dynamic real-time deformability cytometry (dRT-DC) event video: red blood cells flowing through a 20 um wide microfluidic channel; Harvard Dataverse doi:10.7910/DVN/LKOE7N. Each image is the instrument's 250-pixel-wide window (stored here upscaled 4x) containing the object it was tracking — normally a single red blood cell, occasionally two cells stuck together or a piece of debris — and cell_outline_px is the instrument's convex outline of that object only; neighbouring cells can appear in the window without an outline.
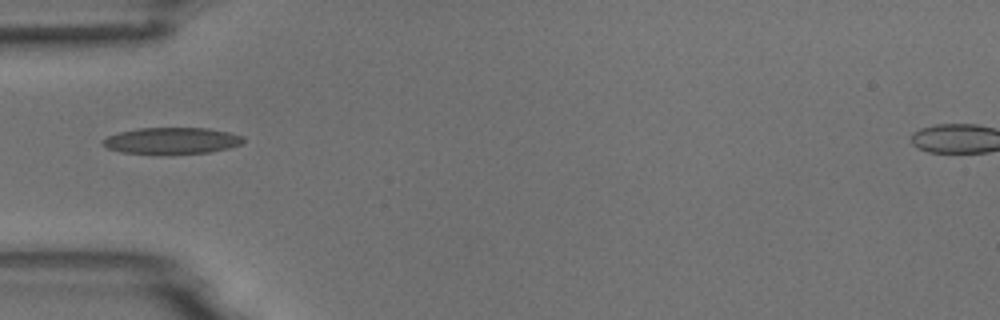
{"species": "common noctule bat (a hibernating species)", "species_latin": "Nyctalus noctula", "temperature_condition": "room temperature", "stored_images_in_passage": 8, "camera_frame_rate_fps": 3000, "um_per_image_px": 0.085, "animal": {"sex": "male", "body_mass_g": 18.8}, "frame": {"image": 1, "passage_image": 5, "time_ms": 4.667, "image_size_px": [1000, 320], "cell_outline_px": [[244, 140], [240, 144], [228, 148], [208, 152], [124, 152], [108, 148], [100, 144], [100, 140], [108, 136], [120, 132], [140, 128], [208, 128], [228, 132], [244, 136]], "centroid_in_image_um": [14.6, 11.92], "position_along_channel_um": 70.4, "area_um2": 20.92}}